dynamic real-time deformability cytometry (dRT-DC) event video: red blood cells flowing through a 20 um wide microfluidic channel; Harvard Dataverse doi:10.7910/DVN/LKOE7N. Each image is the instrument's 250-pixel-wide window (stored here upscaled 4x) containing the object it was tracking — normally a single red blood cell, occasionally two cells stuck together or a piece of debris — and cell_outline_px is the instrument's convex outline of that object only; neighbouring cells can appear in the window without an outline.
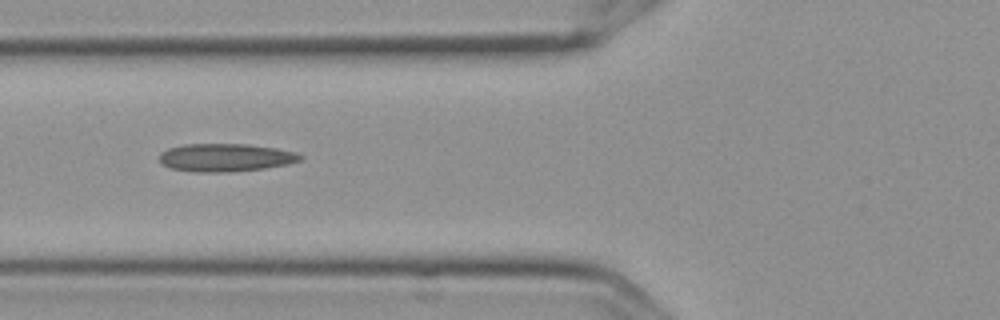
{"species": "Egyptian fruit bat (a non-hibernating species)", "species_latin": "Rousettus aegyptiacus", "temperature_condition": "cold", "stored_images_in_passage": 12, "segment_of_instrument_passage": [1, 2], "camera_frame_rate_fps": 3000, "um_per_image_px": 0.085, "frame": {"image": 1, "passage_image": 2, "time_ms": 0.333, "image_size_px": [1000, 320], "cell_outline_px": [[304, 160], [288, 164], [264, 168], [228, 172], [196, 172], [172, 168], [164, 164], [160, 160], [160, 152], [168, 148], [184, 144], [248, 144], [276, 148], [296, 152], [304, 156]], "centroid_in_image_um": [19.22, 13.38], "position_along_channel_um": 106.6, "area_um2": 23.0}}
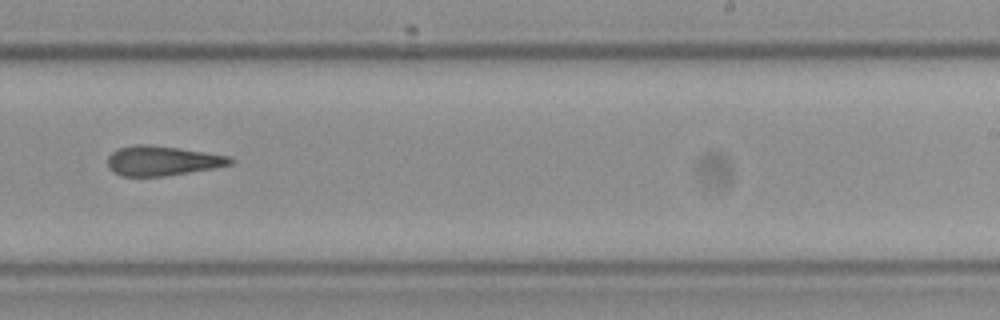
{"frame": {"image": 2, "passage_image": 6, "time_ms": 1.667, "image_size_px": [1000, 320], "cell_outline_px": [[236, 160], [232, 164], [212, 168], [164, 176], [120, 176], [112, 172], [108, 168], [108, 156], [112, 152], [120, 148], [136, 144], [148, 144], [180, 148], [228, 156]], "centroid_in_image_um": [13.76, 13.66], "position_along_channel_um": 275.2, "area_um2": 21.15}}
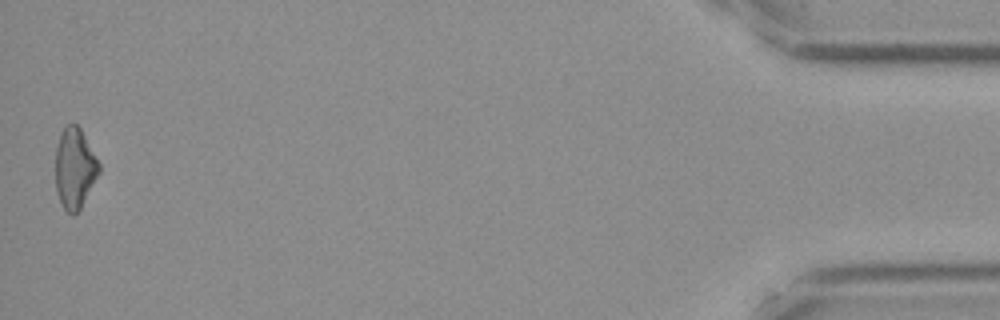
{"frame": {"image": 3, "passage_image": 11, "time_ms": 3.333, "image_size_px": [1000, 320], "cell_outline_px": [[100, 172], [80, 208], [72, 216], [64, 208], [56, 192], [56, 148], [60, 132], [64, 124], [76, 124], [80, 128], [100, 164]], "centroid_in_image_um": [6.34, 14.27], "position_along_channel_um": 428.9, "area_um2": 20.29}}